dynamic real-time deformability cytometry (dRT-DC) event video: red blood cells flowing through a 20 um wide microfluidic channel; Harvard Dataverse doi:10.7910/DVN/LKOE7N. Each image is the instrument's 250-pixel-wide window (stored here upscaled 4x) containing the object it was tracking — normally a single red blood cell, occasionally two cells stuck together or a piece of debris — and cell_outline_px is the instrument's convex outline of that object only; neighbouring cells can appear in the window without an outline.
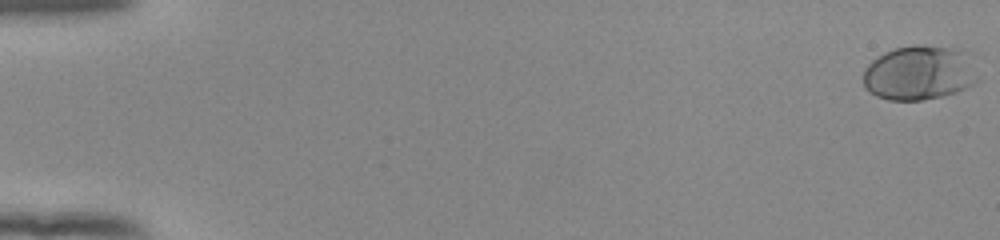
{"species": "human", "species_latin": "Homo sapiens", "temperature_condition": "room temperature", "stored_images_in_passage": 55, "camera_frame_rate_fps": 3000, "um_per_image_px": 0.085, "donor": {"sex": "female"}, "frame": {"image": 1, "passage_image": 1, "time_ms": 0.0, "image_size_px": [1000, 240], "cell_outline_px": [[980, 80], [976, 84], [956, 92], [944, 96], [924, 100], [888, 100], [876, 96], [864, 88], [864, 68], [872, 60], [884, 52], [896, 48], [948, 48], [960, 52]], "centroid_in_image_um": [78.05, 6.29], "position_along_channel_um": 7.0, "area_um2": 35.08}}
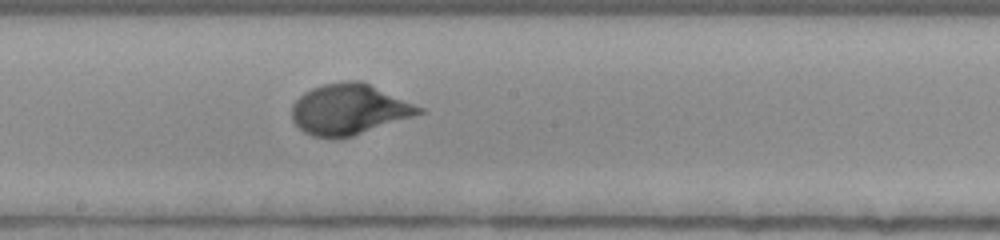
{"frame": {"image": 2, "passage_image": 32, "time_ms": 10.333, "image_size_px": [1000, 240], "cell_outline_px": [[424, 112], [352, 136], [336, 140], [332, 140], [312, 136], [304, 132], [292, 120], [292, 104], [304, 92], [312, 88], [324, 84], [344, 80], [360, 80], [424, 108]], "centroid_in_image_um": [29.62, 9.31], "position_along_channel_um": 218.6, "area_um2": 37.4}}
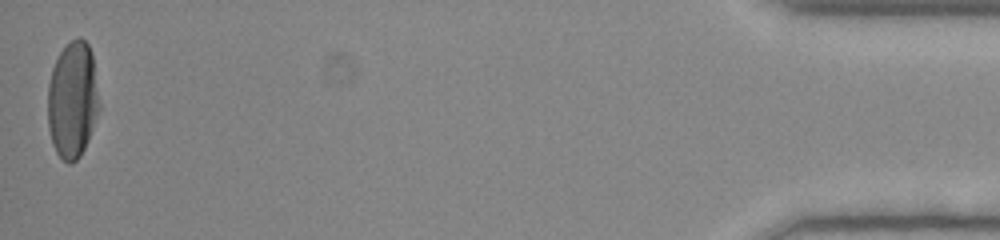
{"frame": {"image": 3, "passage_image": 55, "time_ms": 18.0, "image_size_px": [1000, 240], "cell_outline_px": [[100, 108], [88, 140], [80, 156], [72, 164], [68, 164], [56, 152], [52, 144], [48, 128], [48, 84], [52, 68], [60, 52], [72, 40], [84, 40], [88, 44], [92, 52]], "centroid_in_image_um": [6.16, 8.53], "position_along_channel_um": 429.0, "area_um2": 34.85}, "authors_computed_cell_mechanics": {"area_um2": 34.7956, "velocity_mm_per_s": 3.8503, "shape_relaxation_time_tau1_ms": 3.1241, "shape_relaxation_time_tau2_ms": null, "deformation_change_tau1": 0.1696, "deformation_change_tau2": null}}